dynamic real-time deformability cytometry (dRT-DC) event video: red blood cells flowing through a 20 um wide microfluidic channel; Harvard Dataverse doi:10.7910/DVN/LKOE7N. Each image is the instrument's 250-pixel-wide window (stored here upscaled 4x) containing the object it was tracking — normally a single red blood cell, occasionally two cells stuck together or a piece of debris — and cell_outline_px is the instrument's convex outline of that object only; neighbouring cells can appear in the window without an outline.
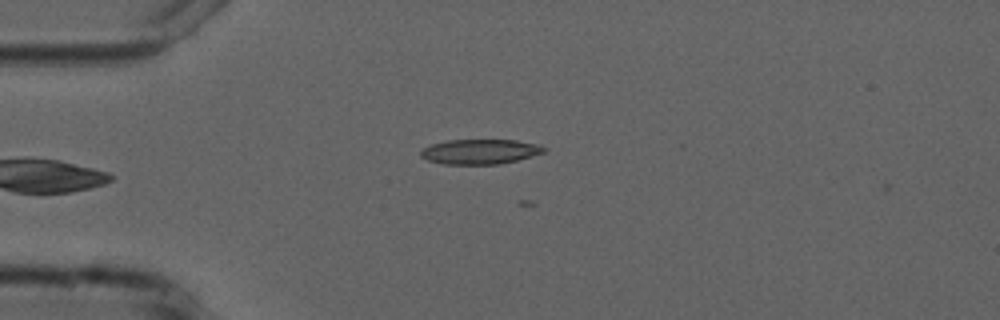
{"species": "common noctule bat (a hibernating species)", "species_latin": "Nyctalus noctula", "temperature_condition": "cold", "stored_images_in_passage": 6, "camera_frame_rate_fps": 3000, "um_per_image_px": 0.085, "animal": {"sex": "male", "forearm_length_mm": 52.5}, "frame": {"image": 1, "passage_image": 4, "time_ms": 5.0, "image_size_px": [1000, 320], "cell_outline_px": [[548, 148], [544, 152], [516, 160], [500, 164], [444, 164], [428, 160], [420, 156], [420, 152], [424, 148], [432, 144], [448, 140], [516, 140], [540, 144]], "centroid_in_image_um": [40.82, 12.88], "position_along_channel_um": 44.2, "area_um2": 17.8}}
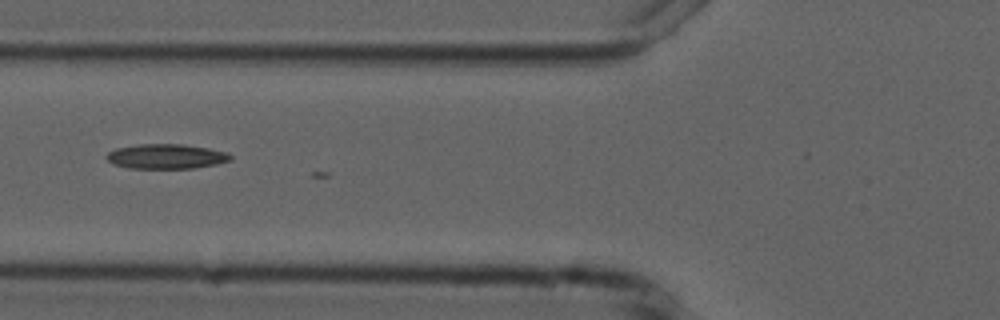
{"frame": {"image": 2, "passage_image": 6, "time_ms": 7.333, "image_size_px": [1000, 320], "cell_outline_px": [[232, 160], [216, 164], [192, 168], [128, 168], [112, 164], [104, 156], [108, 152], [116, 148], [136, 144], [184, 144], [208, 148], [228, 152], [232, 156]], "centroid_in_image_um": [14.11, 13.29], "position_along_channel_um": 111.7, "area_um2": 18.03}}